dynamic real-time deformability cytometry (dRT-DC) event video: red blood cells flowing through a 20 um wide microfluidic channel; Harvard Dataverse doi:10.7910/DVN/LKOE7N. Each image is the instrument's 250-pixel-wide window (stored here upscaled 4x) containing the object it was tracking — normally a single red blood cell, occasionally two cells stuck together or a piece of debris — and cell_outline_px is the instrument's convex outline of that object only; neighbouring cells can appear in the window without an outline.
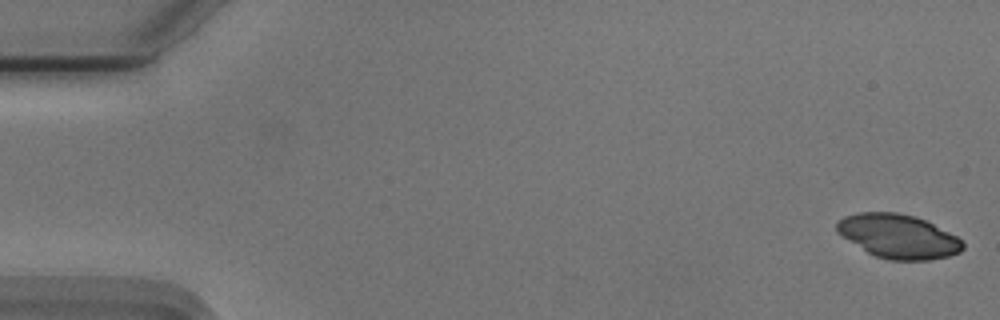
{"species": "Egyptian fruit bat (a non-hibernating species)", "species_latin": "Rousettus aegyptiacus", "temperature_condition": "cold", "stored_images_in_passage": 54, "camera_frame_rate_fps": 3000, "um_per_image_px": 0.085, "animal": {"sex": "male"}, "frame": {"image": 1, "passage_image": 1, "time_ms": 0.0, "image_size_px": [1000, 320], "cell_outline_px": [[964, 248], [960, 252], [948, 256], [928, 260], [888, 260], [876, 256], [868, 252], [840, 236], [836, 232], [836, 220], [844, 216], [860, 212], [896, 212], [916, 216], [956, 236], [964, 244]], "centroid_in_image_um": [76.3, 20.08], "position_along_channel_um": 8.7, "area_um2": 32.25}}